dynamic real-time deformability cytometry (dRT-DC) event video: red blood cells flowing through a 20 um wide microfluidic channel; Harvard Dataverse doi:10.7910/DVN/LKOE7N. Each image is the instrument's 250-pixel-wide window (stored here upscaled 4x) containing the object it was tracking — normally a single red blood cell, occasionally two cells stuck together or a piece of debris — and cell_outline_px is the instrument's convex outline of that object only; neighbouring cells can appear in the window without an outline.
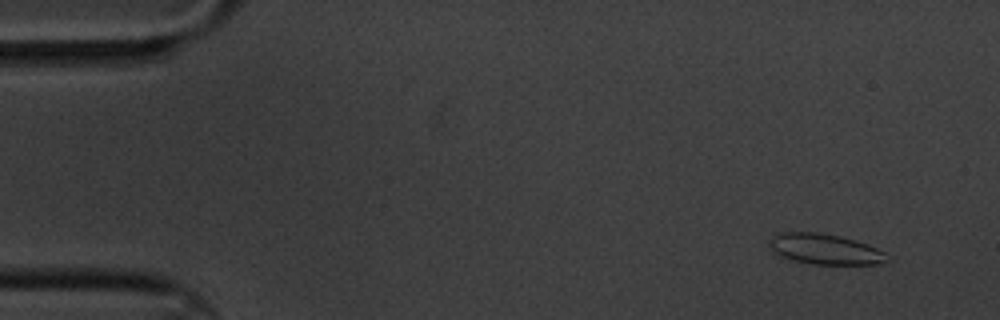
{"species": "common noctule bat (a hibernating species)", "species_latin": "Nyctalus noctula", "temperature_condition": "cold", "stored_images_in_passage": 6, "camera_frame_rate_fps": 3000, "um_per_image_px": 0.085, "animal": {"sex": "male", "body_mass_g": 20.1, "forearm_length_mm": 53.5}, "frame": {"image": 1, "passage_image": 1, "time_ms": 0.0, "image_size_px": [1000, 320], "cell_outline_px": [[892, 260], [880, 264], [812, 264], [792, 260], [780, 256], [772, 248], [772, 236], [780, 232], [816, 232], [840, 236], [856, 240], [868, 244], [892, 256]], "centroid_in_image_um": [70.22, 21.18], "position_along_channel_um": 14.8, "area_um2": 20.92}}